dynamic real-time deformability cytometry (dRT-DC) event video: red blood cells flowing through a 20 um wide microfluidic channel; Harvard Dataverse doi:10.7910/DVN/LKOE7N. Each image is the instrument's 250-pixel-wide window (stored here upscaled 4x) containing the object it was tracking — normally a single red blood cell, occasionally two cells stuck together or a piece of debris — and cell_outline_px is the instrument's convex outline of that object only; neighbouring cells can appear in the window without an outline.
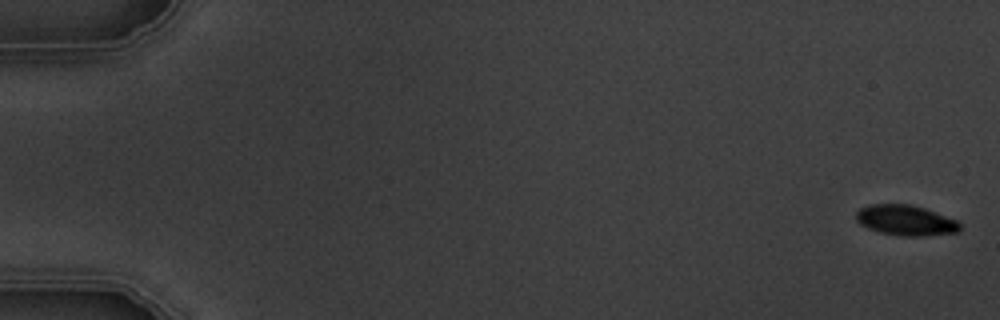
{"species": "common noctule bat (a hibernating species)", "species_latin": "Nyctalus noctula", "temperature_condition": "warm", "stored_images_in_passage": 4, "camera_frame_rate_fps": 3000, "um_per_image_px": 0.085, "animal": {"sex": "male", "body_mass_g": 19.5, "forearm_length_mm": 54.6}, "frame": {"image": 1, "passage_image": 1, "time_ms": 0.0, "image_size_px": [1000, 320], "cell_outline_px": [[960, 232], [924, 236], [904, 236], [880, 232], [868, 228], [860, 224], [856, 220], [856, 212], [860, 208], [868, 204], [912, 204], [924, 208], [956, 220], [960, 224]], "centroid_in_image_um": [76.97, 18.72], "position_along_channel_um": 8.0, "area_um2": 18.38}}